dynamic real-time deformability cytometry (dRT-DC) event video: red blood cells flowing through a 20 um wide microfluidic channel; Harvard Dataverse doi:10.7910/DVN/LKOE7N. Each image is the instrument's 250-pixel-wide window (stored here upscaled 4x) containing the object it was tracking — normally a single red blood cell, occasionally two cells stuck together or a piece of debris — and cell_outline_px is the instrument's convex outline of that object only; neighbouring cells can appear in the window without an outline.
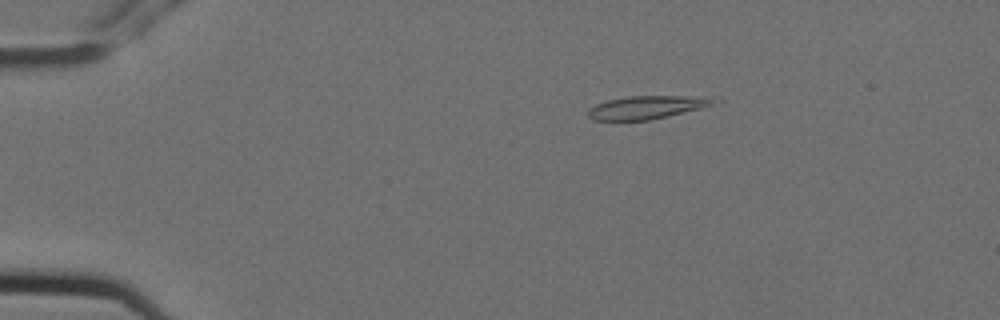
{"species": "Egyptian fruit bat (a non-hibernating species)", "species_latin": "Rousettus aegyptiacus", "temperature_condition": "cold", "stored_images_in_passage": 5, "camera_frame_rate_fps": 3000, "um_per_image_px": 0.085, "animal": {"sex": "female"}, "frame": {"image": 1, "passage_image": 3, "time_ms": 0.667, "image_size_px": [1000, 320], "cell_outline_px": [[724, 100], [700, 108], [652, 120], [592, 120], [588, 116], [588, 108], [596, 104], [608, 100], [628, 96], [720, 96]], "centroid_in_image_um": [55.07, 9.1], "position_along_channel_um": 29.9, "area_um2": 17.22}}